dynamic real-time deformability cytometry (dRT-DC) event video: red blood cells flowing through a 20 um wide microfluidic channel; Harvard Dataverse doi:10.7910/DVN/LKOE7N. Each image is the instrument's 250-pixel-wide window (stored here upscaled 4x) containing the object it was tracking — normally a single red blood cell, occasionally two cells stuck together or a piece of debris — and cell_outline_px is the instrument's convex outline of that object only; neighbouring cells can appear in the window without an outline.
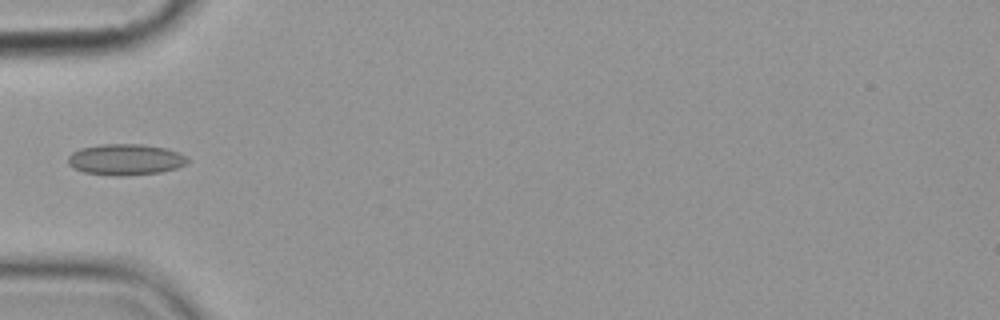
{"species": "common noctule bat (a hibernating species)", "species_latin": "Nyctalus noctula", "temperature_condition": "cold", "stored_images_in_passage": 3, "camera_frame_rate_fps": 3000, "um_per_image_px": 0.085, "animal": {"sex": "female", "body_mass_g": 19.9}, "frame": {"image": 1, "passage_image": 3, "time_ms": 2.333, "image_size_px": [1000, 320], "cell_outline_px": [[188, 160], [184, 164], [176, 168], [160, 172], [124, 176], [112, 176], [84, 172], [72, 168], [68, 164], [68, 156], [72, 152], [80, 148], [100, 144], [140, 144], [164, 148], [188, 156]], "centroid_in_image_um": [10.62, 13.56], "position_along_channel_um": 74.4, "area_um2": 21.68}}